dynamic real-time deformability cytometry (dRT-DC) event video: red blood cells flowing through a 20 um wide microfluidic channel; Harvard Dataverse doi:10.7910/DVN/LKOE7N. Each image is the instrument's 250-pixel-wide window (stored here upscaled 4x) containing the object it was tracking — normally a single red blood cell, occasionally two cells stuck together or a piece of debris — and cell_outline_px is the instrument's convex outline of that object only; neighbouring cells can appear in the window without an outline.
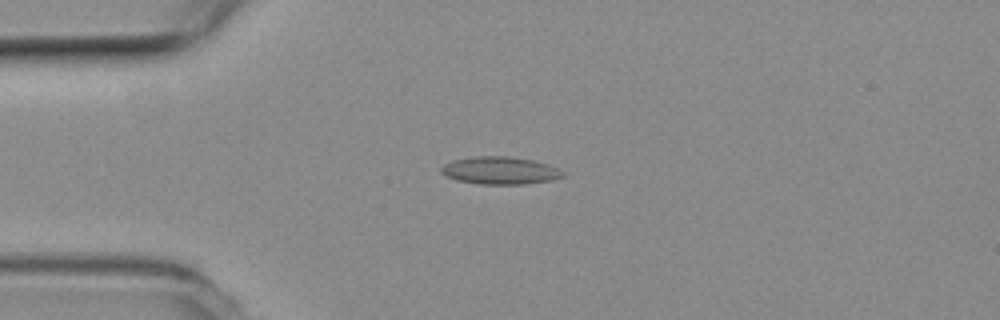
{"species": "common noctule bat (a hibernating species)", "species_latin": "Nyctalus noctula", "temperature_condition": "room temperature", "stored_images_in_passage": 52, "camera_frame_rate_fps": 3000, "um_per_image_px": 0.085, "animal": {"sex": "female", "body_mass_g": 19.3, "forearm_length_mm": 54.1}, "frame": {"image": 1, "passage_image": 11, "time_ms": 3.333, "image_size_px": [1000, 320], "cell_outline_px": [[564, 176], [552, 180], [524, 184], [480, 184], [456, 180], [444, 176], [440, 172], [440, 168], [444, 164], [452, 160], [472, 156], [508, 156], [532, 160], [548, 164], [564, 172]], "centroid_in_image_um": [42.45, 14.49], "position_along_channel_um": 42.5, "area_um2": 19.65}}
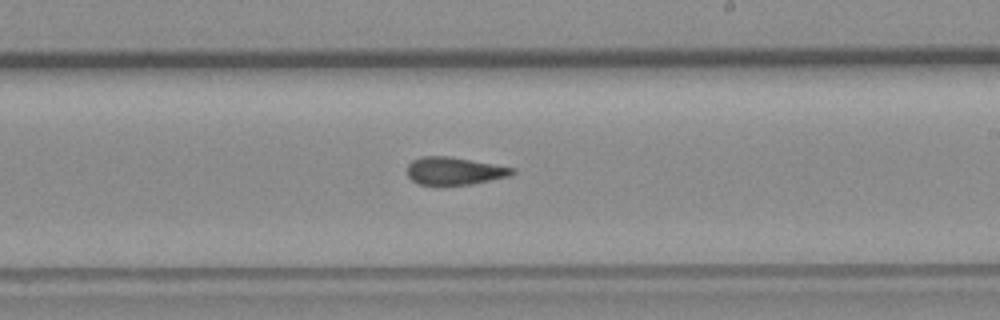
{"frame": {"image": 2, "passage_image": 29, "time_ms": 9.333, "image_size_px": [1000, 320], "cell_outline_px": [[516, 172], [508, 176], [472, 184], [420, 184], [412, 180], [408, 176], [408, 164], [412, 160], [424, 156], [448, 156], [516, 168]], "centroid_in_image_um": [38.63, 14.52], "position_along_channel_um": 250.4, "area_um2": 16.65}}
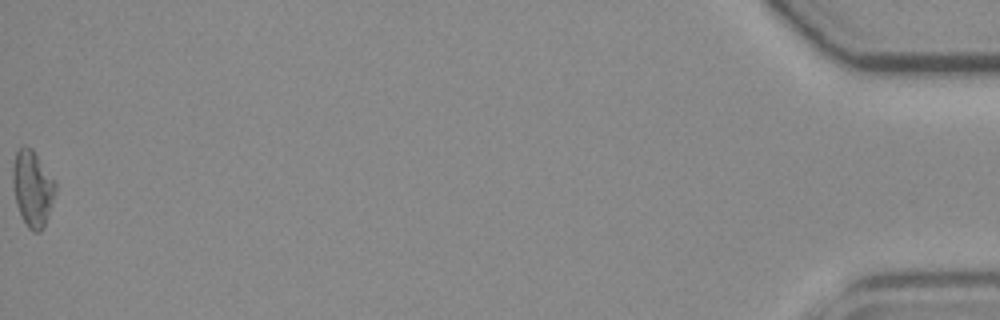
{"frame": {"image": 3, "passage_image": 52, "time_ms": 17.0, "image_size_px": [1000, 320], "cell_outline_px": [[56, 188], [44, 228], [40, 232], [32, 232], [28, 228], [16, 204], [12, 180], [12, 168], [16, 152], [24, 144], [32, 148], [56, 184]], "centroid_in_image_um": [2.74, 16.01], "position_along_channel_um": 432.5, "area_um2": 18.61}, "authors_computed_cell_mechanics": {"area_um2": 17.7157, "velocity_mm_per_s": 3.8123, "shape_relaxation_time_tau1_ms": null, "shape_relaxation_time_tau2_ms": 3.3649, "deformation_change_tau1": null, "deformation_change_tau2": 0.1147}}